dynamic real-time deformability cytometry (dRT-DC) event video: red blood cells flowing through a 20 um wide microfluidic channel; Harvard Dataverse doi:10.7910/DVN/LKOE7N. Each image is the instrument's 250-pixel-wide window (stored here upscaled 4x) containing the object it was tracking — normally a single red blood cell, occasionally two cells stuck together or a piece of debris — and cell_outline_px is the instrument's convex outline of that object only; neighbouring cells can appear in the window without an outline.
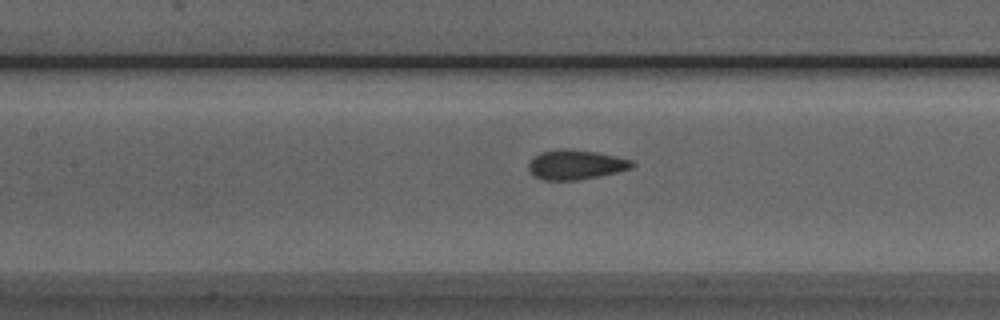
{"species": "Egyptian fruit bat (a non-hibernating species)", "species_latin": "Rousettus aegyptiacus", "temperature_condition": "room temperature", "stored_images_in_passage": 37, "camera_frame_rate_fps": 3000, "um_per_image_px": 0.085, "animal": {"sex": "male"}, "frame": {"image": 1, "passage_image": 15, "time_ms": 4.667, "image_size_px": [1000, 320], "cell_outline_px": [[636, 164], [632, 168], [600, 176], [576, 180], [544, 180], [536, 176], [528, 168], [528, 164], [532, 156], [540, 152], [560, 148], [564, 148], [596, 152], [616, 156], [632, 160]], "centroid_in_image_um": [48.93, 13.98], "position_along_channel_um": 158.5, "area_um2": 17.92}}
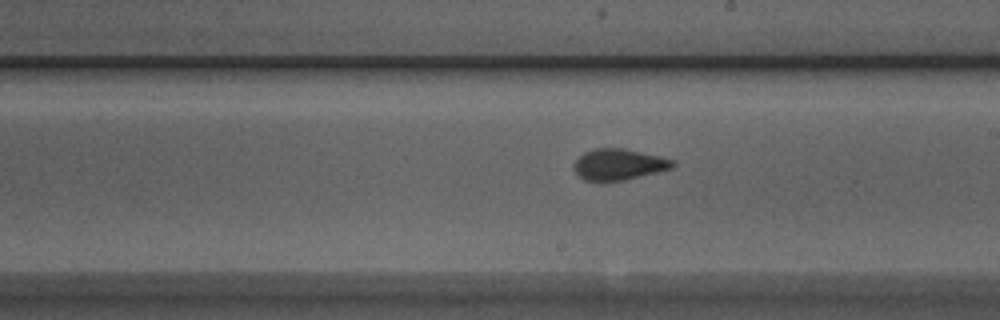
{"frame": {"image": 2, "passage_image": 21, "time_ms": 6.667, "image_size_px": [1000, 320], "cell_outline_px": [[676, 164], [672, 168], [624, 180], [600, 184], [584, 180], [576, 172], [572, 164], [584, 152], [592, 148], [624, 148], [660, 156], [676, 160]], "centroid_in_image_um": [52.57, 14.0], "position_along_channel_um": 236.4, "area_um2": 18.38}}
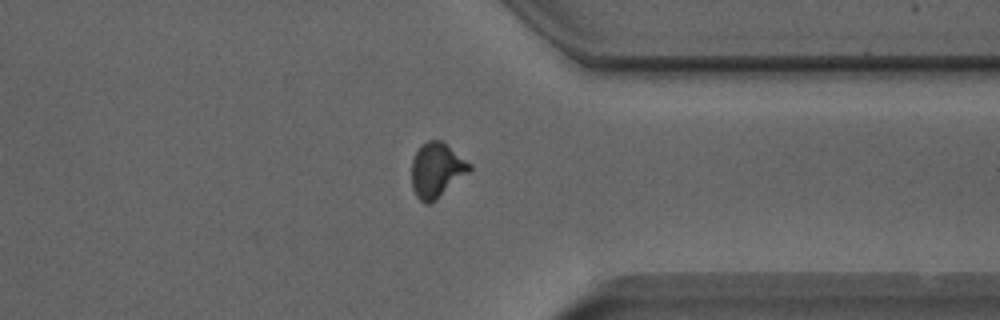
{"frame": {"image": 3, "passage_image": 32, "time_ms": 10.333, "image_size_px": [1000, 320], "cell_outline_px": [[472, 168], [468, 172], [436, 200], [428, 204], [424, 204], [416, 196], [412, 188], [412, 160], [416, 152], [428, 140], [440, 140], [472, 164]], "centroid_in_image_um": [37.1, 14.48], "position_along_channel_um": 374.3, "area_um2": 18.15}, "authors_computed_cell_mechanics": {"area_um2": 18.1492, "velocity_mm_per_s": 3.9065, "shape_relaxation_time_tau1_ms": 5.1208, "shape_relaxation_time_tau2_ms": 1.005, "deformation_change_tau1": 0.1031, "deformation_change_tau2": 0.0489}}